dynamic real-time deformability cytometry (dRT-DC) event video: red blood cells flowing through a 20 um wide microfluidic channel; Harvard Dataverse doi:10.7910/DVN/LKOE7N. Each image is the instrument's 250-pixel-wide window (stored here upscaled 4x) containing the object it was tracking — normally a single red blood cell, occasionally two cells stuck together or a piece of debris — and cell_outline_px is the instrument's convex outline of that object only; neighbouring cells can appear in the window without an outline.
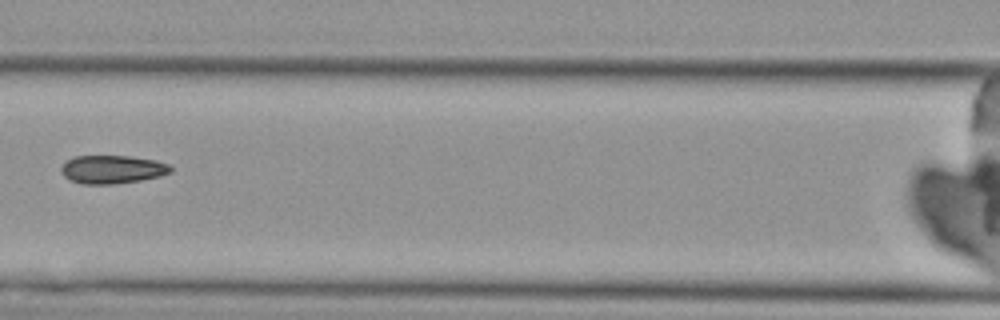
{"species": "Egyptian fruit bat (a non-hibernating species)", "species_latin": "Rousettus aegyptiacus", "temperature_condition": "cold", "stored_images_in_passage": 7, "camera_frame_rate_fps": 3000, "um_per_image_px": 0.085, "animal": {"sex": "female"}, "frame": {"image": 1, "passage_image": 6, "time_ms": 6.667, "image_size_px": [1000, 320], "cell_outline_px": [[172, 172], [160, 176], [140, 180], [112, 184], [80, 184], [68, 180], [60, 172], [60, 168], [68, 160], [76, 156], [132, 156], [156, 160], [168, 164], [172, 168]], "centroid_in_image_um": [9.53, 14.4], "position_along_channel_um": 157.1, "area_um2": 18.15}}
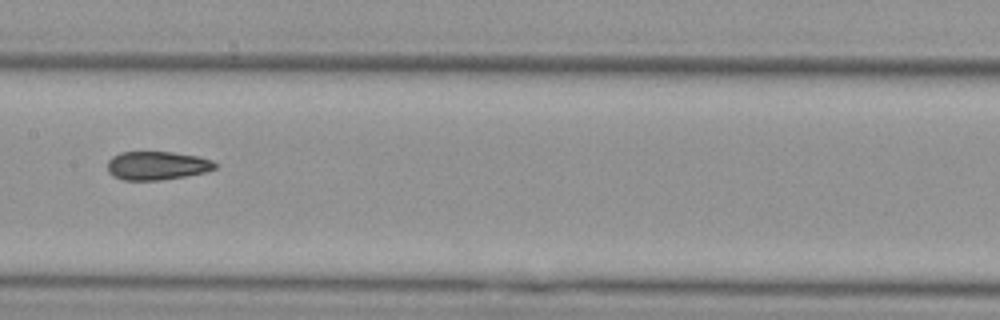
{"frame": {"image": 2, "passage_image": 7, "time_ms": 7.667, "image_size_px": [1000, 320], "cell_outline_px": [[216, 168], [204, 172], [184, 176], [160, 180], [124, 180], [112, 176], [108, 172], [108, 160], [112, 156], [120, 152], [172, 152], [200, 156], [212, 160], [216, 164]], "centroid_in_image_um": [13.32, 14.07], "position_along_channel_um": 194.1, "area_um2": 17.92}}